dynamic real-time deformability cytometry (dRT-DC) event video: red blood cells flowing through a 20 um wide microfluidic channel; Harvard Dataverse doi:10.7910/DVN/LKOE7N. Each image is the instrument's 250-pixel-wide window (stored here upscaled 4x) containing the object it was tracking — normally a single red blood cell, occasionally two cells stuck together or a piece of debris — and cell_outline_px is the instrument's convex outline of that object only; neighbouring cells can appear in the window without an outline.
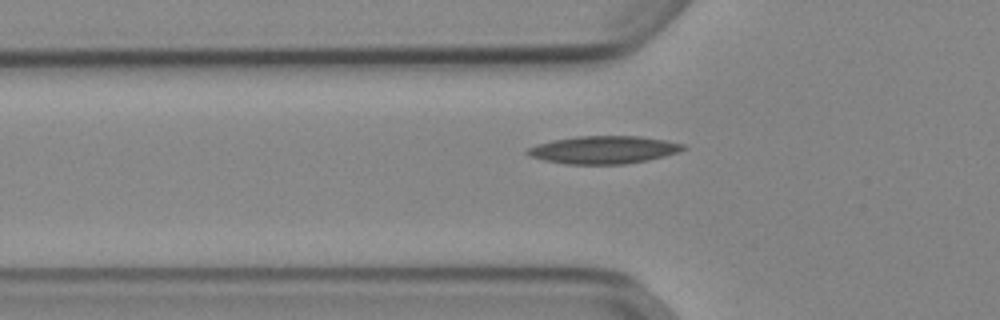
{"species": "Egyptian fruit bat (a non-hibernating species)", "species_latin": "Rousettus aegyptiacus", "temperature_condition": "cold", "stored_images_in_passage": 40, "camera_frame_rate_fps": 3000, "um_per_image_px": 0.085, "animal": {"sex": "female"}, "frame": {"image": 1, "passage_image": 7, "time_ms": 2.0, "image_size_px": [1000, 320], "cell_outline_px": [[688, 148], [680, 152], [648, 160], [624, 164], [564, 164], [544, 160], [528, 156], [524, 152], [528, 148], [536, 144], [552, 140], [580, 136], [640, 136], [668, 140], [684, 144]], "centroid_in_image_um": [51.32, 12.73], "position_along_channel_um": 74.5, "area_um2": 25.43}}
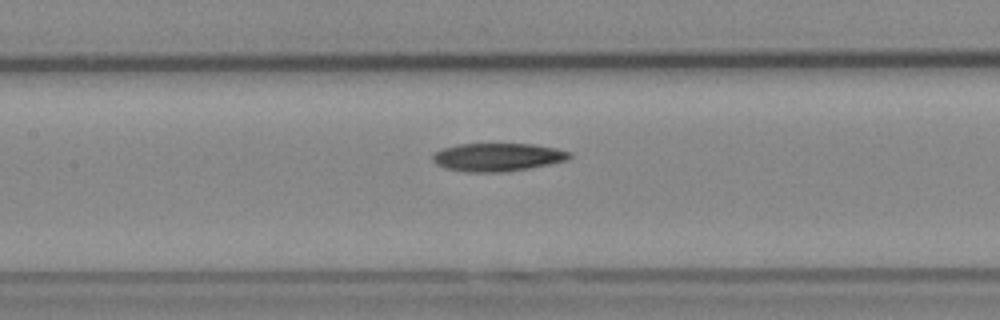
{"frame": {"image": 2, "passage_image": 14, "time_ms": 4.333, "image_size_px": [1000, 320], "cell_outline_px": [[572, 156], [568, 160], [528, 168], [504, 172], [468, 172], [444, 168], [436, 164], [432, 160], [432, 156], [436, 152], [444, 148], [456, 144], [532, 144], [556, 148], [572, 152]], "centroid_in_image_um": [42.3, 13.35], "position_along_channel_um": 165.1, "area_um2": 22.43}}
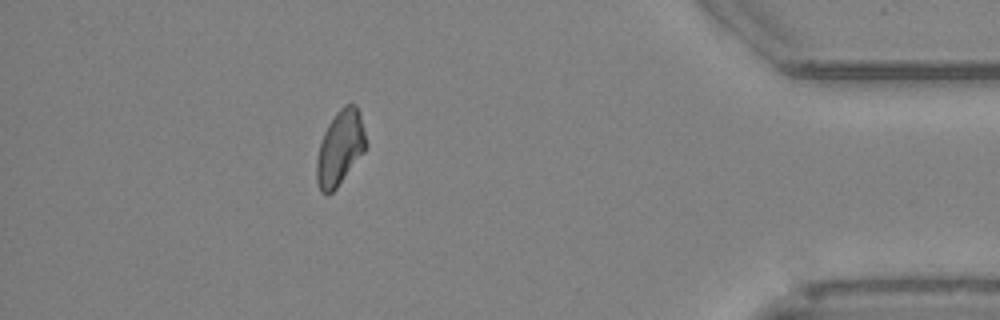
{"frame": {"image": 3, "passage_image": 36, "time_ms": 11.667, "image_size_px": [1000, 320], "cell_outline_px": [[368, 144], [364, 152], [336, 188], [332, 192], [320, 192], [316, 180], [316, 160], [320, 144], [324, 132], [328, 124], [336, 112], [344, 104], [356, 104], [360, 112]], "centroid_in_image_um": [28.92, 12.53], "position_along_channel_um": 406.3, "area_um2": 21.5}}